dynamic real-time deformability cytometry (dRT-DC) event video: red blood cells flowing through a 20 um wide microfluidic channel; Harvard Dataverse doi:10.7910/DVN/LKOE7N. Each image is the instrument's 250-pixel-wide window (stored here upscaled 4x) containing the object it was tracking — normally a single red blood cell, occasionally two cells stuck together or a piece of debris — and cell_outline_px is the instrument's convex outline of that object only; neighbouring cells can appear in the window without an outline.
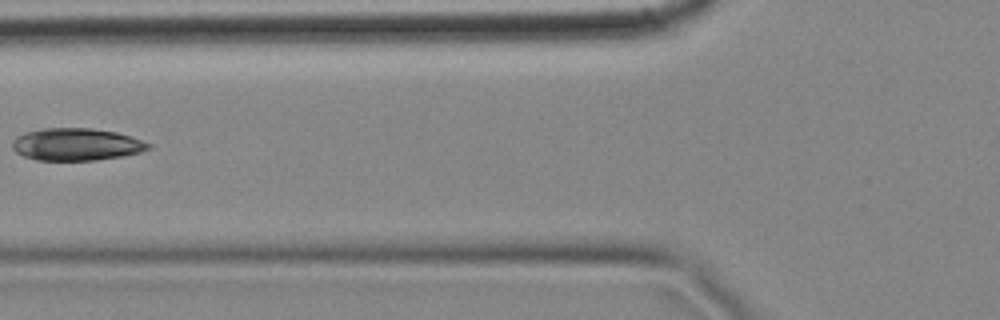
{"species": "common noctule bat (a hibernating species)", "species_latin": "Nyctalus noctula", "temperature_condition": "cold", "stored_images_in_passage": 14, "camera_frame_rate_fps": 3000, "um_per_image_px": 0.085, "animal": {"sex": "female", "body_mass_g": 18.4}, "frame": {"image": 1, "passage_image": 5, "time_ms": 1.333, "image_size_px": [1000, 320], "cell_outline_px": [[152, 148], [140, 152], [124, 156], [96, 160], [36, 160], [24, 156], [16, 152], [12, 148], [12, 144], [16, 136], [24, 132], [44, 128], [92, 128], [116, 132], [132, 136], [152, 144]], "centroid_in_image_um": [6.52, 12.27], "position_along_channel_um": 119.3, "area_um2": 25.84}}
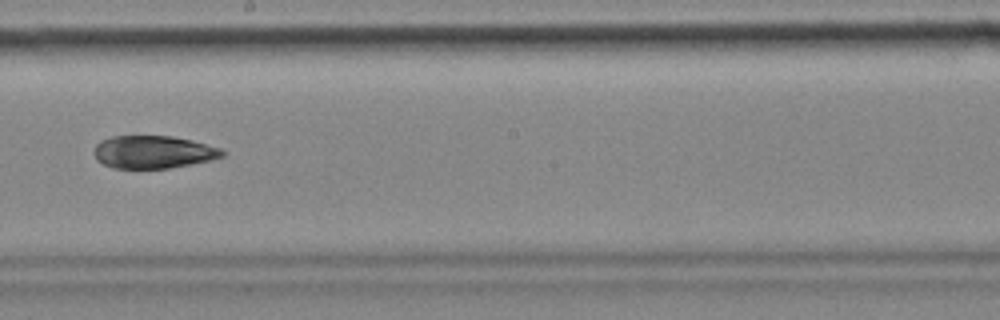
{"frame": {"image": 2, "passage_image": 8, "time_ms": 2.333, "image_size_px": [1000, 320], "cell_outline_px": [[224, 156], [192, 164], [168, 168], [112, 168], [96, 160], [92, 152], [96, 144], [100, 140], [112, 136], [172, 136], [192, 140], [220, 148], [224, 152]], "centroid_in_image_um": [12.98, 12.92], "position_along_channel_um": 235.2, "area_um2": 24.51}}